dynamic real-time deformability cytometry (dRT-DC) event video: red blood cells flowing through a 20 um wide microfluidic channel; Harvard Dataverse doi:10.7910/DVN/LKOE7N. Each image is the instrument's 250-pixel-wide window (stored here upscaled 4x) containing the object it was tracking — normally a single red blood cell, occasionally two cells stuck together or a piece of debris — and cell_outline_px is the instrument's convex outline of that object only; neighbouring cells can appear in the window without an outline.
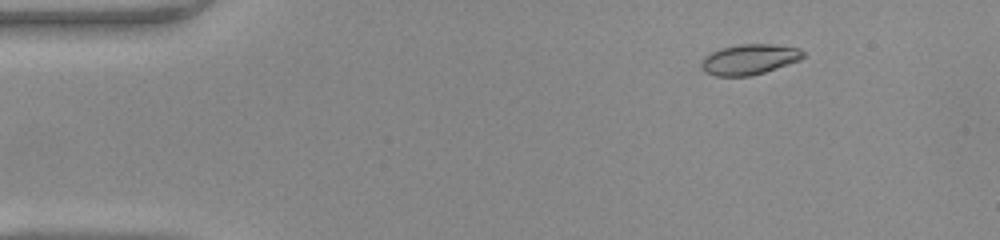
{"species": "common noctule bat (a hibernating species)", "species_latin": "Nyctalus noctula", "temperature_condition": "warm", "stored_images_in_passage": 49, "camera_frame_rate_fps": 3000, "um_per_image_px": 0.085, "animal": {"sex": "female", "body_mass_g": 22.0, "forearm_length_mm": 56.7}, "frame": {"image": 1, "passage_image": 7, "time_ms": 2.0, "image_size_px": [1000, 240], "cell_outline_px": [[804, 56], [800, 60], [764, 72], [748, 76], [716, 76], [704, 72], [700, 68], [700, 60], [704, 56], [720, 48], [740, 44], [772, 44], [800, 48], [804, 52]], "centroid_in_image_um": [63.65, 5.04], "position_along_channel_um": 21.3, "area_um2": 18.15}}
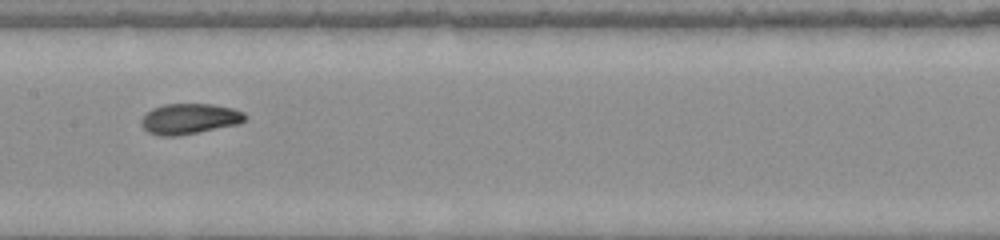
{"frame": {"image": 2, "passage_image": 25, "time_ms": 8.0, "image_size_px": [1000, 240], "cell_outline_px": [[248, 120], [240, 124], [176, 136], [160, 136], [148, 132], [140, 124], [140, 120], [152, 108], [164, 104], [212, 104], [232, 108], [244, 112], [248, 116]], "centroid_in_image_um": [16.14, 10.1], "position_along_channel_um": 191.3, "area_um2": 18.61}}
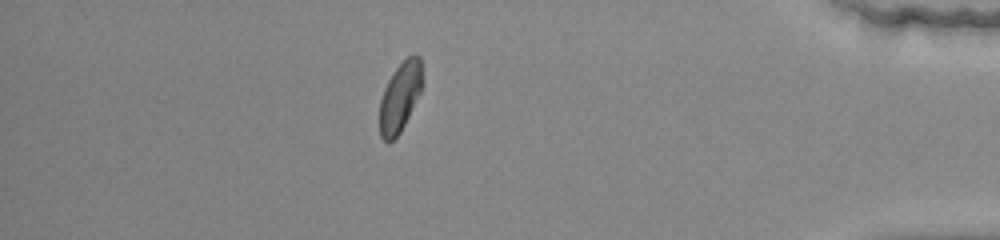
{"frame": {"image": 3, "passage_image": 43, "time_ms": 14.0, "image_size_px": [1000, 240], "cell_outline_px": [[424, 84], [400, 132], [388, 144], [380, 136], [380, 100], [384, 88], [388, 80], [396, 68], [412, 52], [420, 56], [424, 80]], "centroid_in_image_um": [34.02, 8.19], "position_along_channel_um": 401.2, "area_um2": 17.34}, "authors_computed_cell_mechanics": {"area_um2": 17.918, "velocity_mm_per_s": 4.2181, "shape_relaxation_time_tau1_ms": null, "shape_relaxation_time_tau2_ms": 2.2186, "deformation_change_tau1": null, "deformation_change_tau2": 0.0533}}